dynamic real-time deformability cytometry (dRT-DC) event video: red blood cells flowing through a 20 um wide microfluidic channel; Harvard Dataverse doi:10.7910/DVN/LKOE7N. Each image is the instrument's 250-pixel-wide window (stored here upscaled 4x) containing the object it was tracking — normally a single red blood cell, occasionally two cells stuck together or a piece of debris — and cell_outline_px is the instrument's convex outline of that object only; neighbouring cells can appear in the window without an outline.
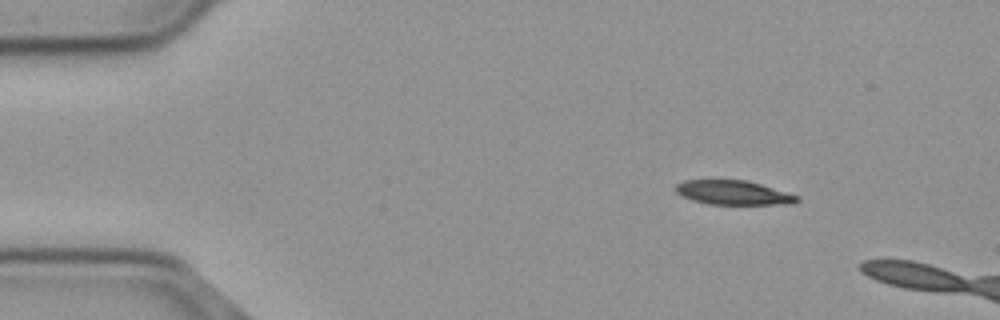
{"species": "common noctule bat (a hibernating species)", "species_latin": "Nyctalus noctula", "temperature_condition": "cold", "stored_images_in_passage": 6, "camera_frame_rate_fps": 3000, "um_per_image_px": 0.085, "animal": {"sex": "male", "body_mass_g": 23.1, "forearm_length_mm": 52.7}, "frame": {"image": 1, "passage_image": 1, "time_ms": 0.0, "image_size_px": [1000, 320], "cell_outline_px": [[800, 200], [796, 204], [708, 204], [692, 200], [676, 192], [676, 184], [684, 180], [748, 180], [800, 196]], "centroid_in_image_um": [62.38, 16.37], "position_along_channel_um": 22.6, "area_um2": 17.17}}